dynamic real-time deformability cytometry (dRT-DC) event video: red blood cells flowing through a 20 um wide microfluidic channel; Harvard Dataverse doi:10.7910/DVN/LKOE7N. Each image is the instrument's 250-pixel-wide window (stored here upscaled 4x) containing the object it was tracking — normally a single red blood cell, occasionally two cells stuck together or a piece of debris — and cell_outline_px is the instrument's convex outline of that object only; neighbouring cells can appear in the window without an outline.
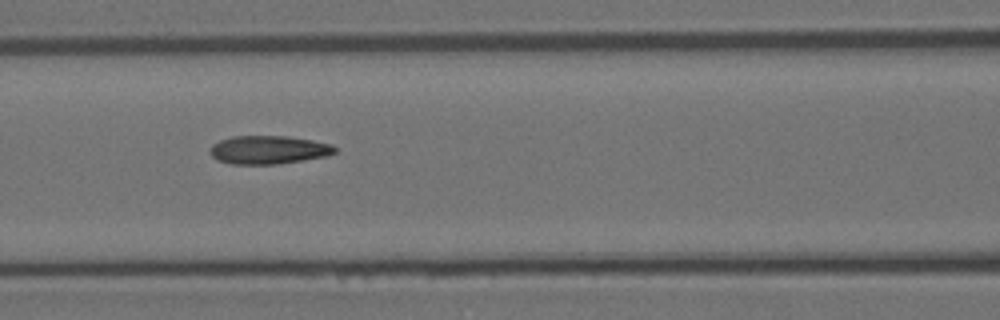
{"species": "Egyptian fruit bat (a non-hibernating species)", "species_latin": "Rousettus aegyptiacus", "temperature_condition": "room temperature", "stored_images_in_passage": 11, "camera_frame_rate_fps": 3000, "um_per_image_px": 0.085, "animal": {"sex": "female"}, "frame": {"image": 1, "passage_image": 7, "time_ms": 2.0, "image_size_px": [1000, 320], "cell_outline_px": [[336, 152], [328, 156], [304, 160], [276, 164], [232, 164], [216, 160], [208, 152], [212, 144], [220, 140], [232, 136], [288, 136], [312, 140], [332, 144], [336, 148]], "centroid_in_image_um": [22.81, 12.73], "position_along_channel_um": 143.8, "area_um2": 20.81}}
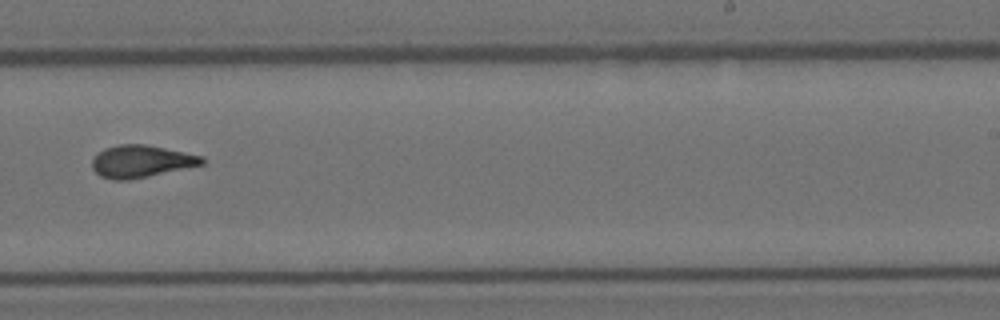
{"frame": {"image": 2, "passage_image": 10, "time_ms": 3.0, "image_size_px": [1000, 320], "cell_outline_px": [[204, 164], [148, 176], [128, 180], [112, 180], [100, 176], [92, 168], [92, 160], [104, 148], [120, 144], [144, 144], [204, 156]], "centroid_in_image_um": [11.99, 13.72], "position_along_channel_um": 277.0, "area_um2": 20.46}}
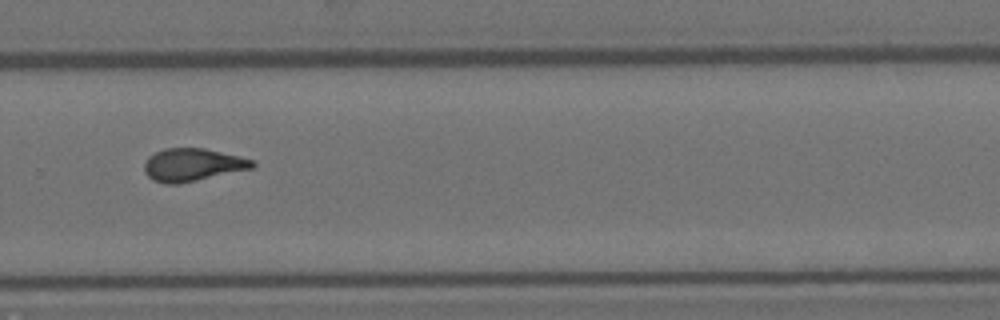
{"frame": {"image": 3, "passage_image": 11, "time_ms": 3.333, "image_size_px": [1000, 320], "cell_outline_px": [[256, 164], [252, 168], [180, 184], [164, 184], [152, 180], [144, 172], [144, 164], [148, 156], [164, 148], [204, 148], [240, 156], [252, 160]], "centroid_in_image_um": [16.33, 14.01], "position_along_channel_um": 313.5, "area_um2": 20.69}}